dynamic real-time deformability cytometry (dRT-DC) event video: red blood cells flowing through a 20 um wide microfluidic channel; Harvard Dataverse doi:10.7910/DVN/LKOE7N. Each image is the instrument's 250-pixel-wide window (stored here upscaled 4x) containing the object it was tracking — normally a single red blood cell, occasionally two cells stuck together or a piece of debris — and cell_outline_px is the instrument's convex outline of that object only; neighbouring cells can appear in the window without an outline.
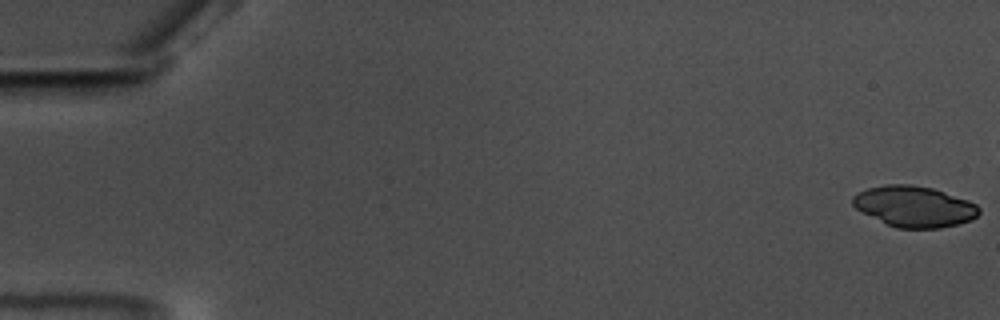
{"species": "common noctule bat (a hibernating species)", "species_latin": "Nyctalus noctula", "temperature_condition": "warm", "stored_images_in_passage": 9, "camera_frame_rate_fps": 3000, "um_per_image_px": 0.085, "animal": {"sex": "male", "body_mass_g": 17.5, "forearm_length_mm": 52.3}, "frame": {"image": 1, "passage_image": 1, "time_ms": 0.0, "image_size_px": [1000, 320], "cell_outline_px": [[980, 212], [972, 220], [940, 228], [896, 228], [856, 208], [852, 204], [852, 196], [868, 188], [884, 184], [912, 184], [932, 188], [968, 200], [976, 204], [980, 208]], "centroid_in_image_um": [77.73, 17.54], "position_along_channel_um": 7.3, "area_um2": 29.82}}